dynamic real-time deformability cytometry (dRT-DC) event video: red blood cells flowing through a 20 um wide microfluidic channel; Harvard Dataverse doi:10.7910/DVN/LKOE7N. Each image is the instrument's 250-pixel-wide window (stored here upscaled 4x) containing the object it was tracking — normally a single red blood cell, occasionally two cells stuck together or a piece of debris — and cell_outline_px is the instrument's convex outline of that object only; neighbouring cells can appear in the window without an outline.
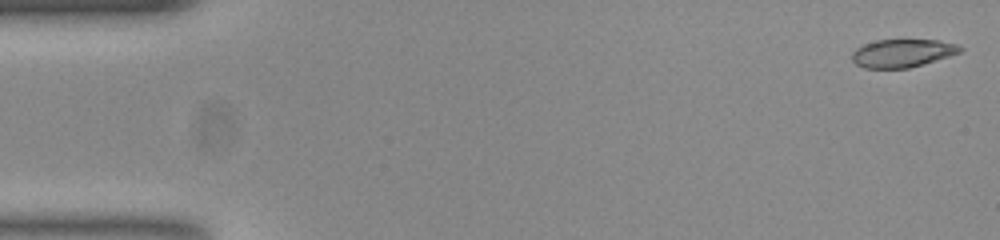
{"species": "common noctule bat (a hibernating species)", "species_latin": "Nyctalus noctula", "temperature_condition": "room temperature", "stored_images_in_passage": 53, "camera_frame_rate_fps": 3000, "um_per_image_px": 0.085, "animal": {"sex": "female", "body_mass_g": 23.0, "forearm_length_mm": 53.4}, "frame": {"image": 1, "passage_image": 1, "time_ms": 0.0, "image_size_px": [1000, 240], "cell_outline_px": [[964, 48], [960, 52], [948, 56], [908, 68], [864, 68], [856, 64], [852, 60], [852, 52], [856, 48], [864, 44], [876, 40], [940, 40], [956, 44]], "centroid_in_image_um": [76.67, 4.51], "position_along_channel_um": 8.3, "area_um2": 17.51}}
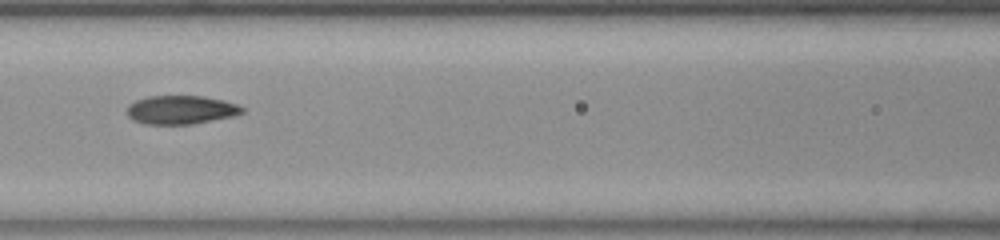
{"frame": {"image": 2, "passage_image": 23, "time_ms": 7.333, "image_size_px": [1000, 240], "cell_outline_px": [[244, 112], [232, 116], [192, 124], [144, 124], [132, 120], [128, 116], [128, 104], [136, 100], [148, 96], [204, 96], [224, 100], [236, 104], [244, 108]], "centroid_in_image_um": [15.36, 9.33], "position_along_channel_um": 151.2, "area_um2": 19.19}}
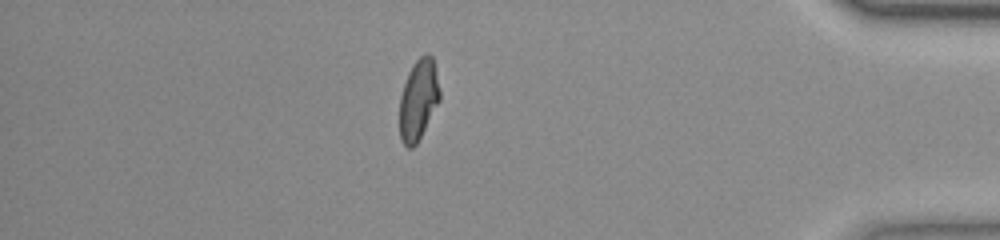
{"frame": {"image": 3, "passage_image": 46, "time_ms": 15.0, "image_size_px": [1000, 240], "cell_outline_px": [[440, 100], [416, 144], [412, 148], [408, 148], [404, 144], [400, 136], [400, 96], [408, 72], [412, 64], [424, 52], [428, 52], [432, 56], [440, 92]], "centroid_in_image_um": [35.56, 8.44], "position_along_channel_um": 399.6, "area_um2": 18.73}, "authors_computed_cell_mechanics": {"area_um2": 19.1896, "velocity_mm_per_s": 3.7924, "shape_relaxation_time_tau1_ms": null, "shape_relaxation_time_tau2_ms": 1.5948, "deformation_change_tau1": null, "deformation_change_tau2": 0.0616}}